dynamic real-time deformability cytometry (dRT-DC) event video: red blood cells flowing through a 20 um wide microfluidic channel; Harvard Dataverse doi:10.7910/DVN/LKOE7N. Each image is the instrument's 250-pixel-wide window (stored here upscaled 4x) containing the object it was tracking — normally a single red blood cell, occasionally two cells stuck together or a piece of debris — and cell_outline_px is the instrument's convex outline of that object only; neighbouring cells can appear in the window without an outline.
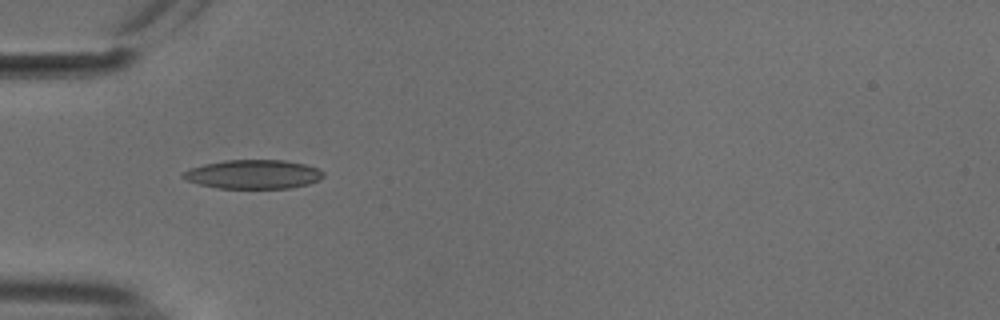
{"species": "common noctule bat (a hibernating species)", "species_latin": "Nyctalus noctula", "temperature_condition": "cold", "stored_images_in_passage": 4, "camera_frame_rate_fps": 3000, "um_per_image_px": 0.085, "animal": {"sex": "male", "body_mass_g": 18.8}, "frame": {"image": 1, "passage_image": 1, "time_ms": 0.0, "image_size_px": [1000, 320], "cell_outline_px": [[324, 176], [320, 180], [308, 184], [288, 188], [220, 188], [200, 184], [188, 180], [180, 176], [180, 172], [188, 168], [204, 164], [224, 160], [284, 160], [304, 164], [316, 168], [324, 172]], "centroid_in_image_um": [21.51, 14.81], "position_along_channel_um": 63.5, "area_um2": 23.7}}
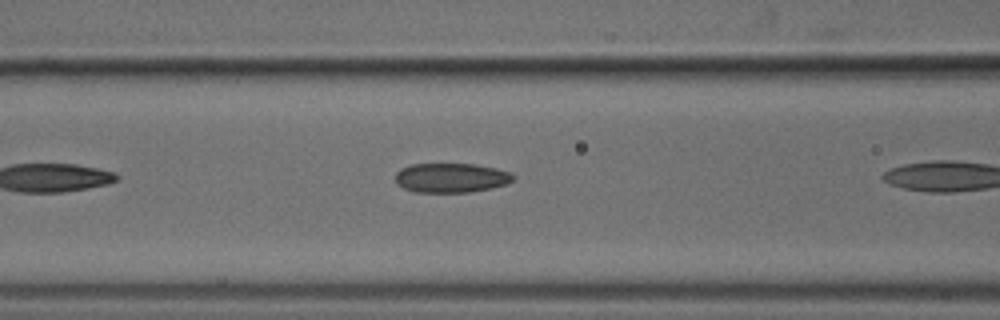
{"frame": {"image": 2, "passage_image": 3, "time_ms": 0.667, "image_size_px": [1000, 320], "cell_outline_px": [[516, 176], [508, 184], [492, 188], [468, 192], [416, 192], [404, 188], [396, 184], [396, 172], [400, 168], [408, 164], [476, 164], [496, 168], [508, 172]], "centroid_in_image_um": [38.33, 15.11], "position_along_channel_um": 128.3, "area_um2": 20.35}}